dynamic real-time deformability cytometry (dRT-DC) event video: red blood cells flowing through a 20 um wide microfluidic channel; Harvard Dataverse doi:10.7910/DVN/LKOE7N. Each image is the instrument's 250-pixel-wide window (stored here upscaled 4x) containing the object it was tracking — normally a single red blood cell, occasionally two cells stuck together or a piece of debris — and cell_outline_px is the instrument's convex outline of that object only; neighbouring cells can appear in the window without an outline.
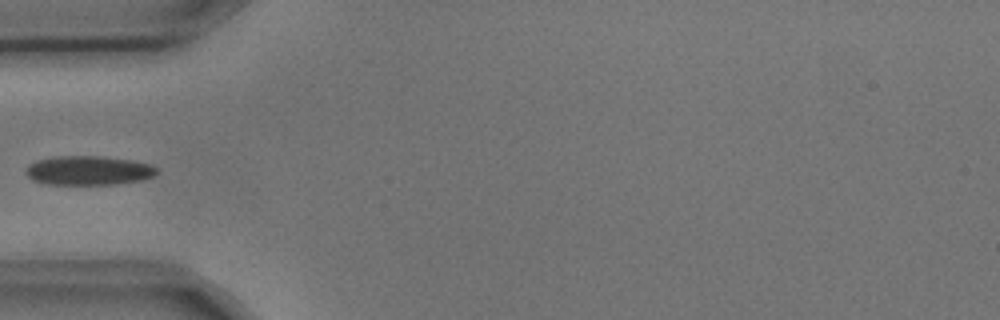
{"species": "common noctule bat (a hibernating species)", "species_latin": "Nyctalus noctula", "temperature_condition": "cold", "stored_images_in_passage": 5, "camera_frame_rate_fps": 3000, "um_per_image_px": 0.085, "animal": {"sex": "male", "body_mass_g": 17.9, "forearm_length_mm": 54.2}, "frame": {"image": 1, "passage_image": 5, "time_ms": 1.333, "image_size_px": [1000, 320], "cell_outline_px": [[156, 172], [152, 176], [140, 180], [116, 184], [48, 184], [32, 180], [24, 172], [24, 168], [28, 164], [36, 160], [56, 156], [100, 156], [132, 160], [152, 164], [156, 168]], "centroid_in_image_um": [7.47, 14.48], "position_along_channel_um": 77.5, "area_um2": 22.31}}